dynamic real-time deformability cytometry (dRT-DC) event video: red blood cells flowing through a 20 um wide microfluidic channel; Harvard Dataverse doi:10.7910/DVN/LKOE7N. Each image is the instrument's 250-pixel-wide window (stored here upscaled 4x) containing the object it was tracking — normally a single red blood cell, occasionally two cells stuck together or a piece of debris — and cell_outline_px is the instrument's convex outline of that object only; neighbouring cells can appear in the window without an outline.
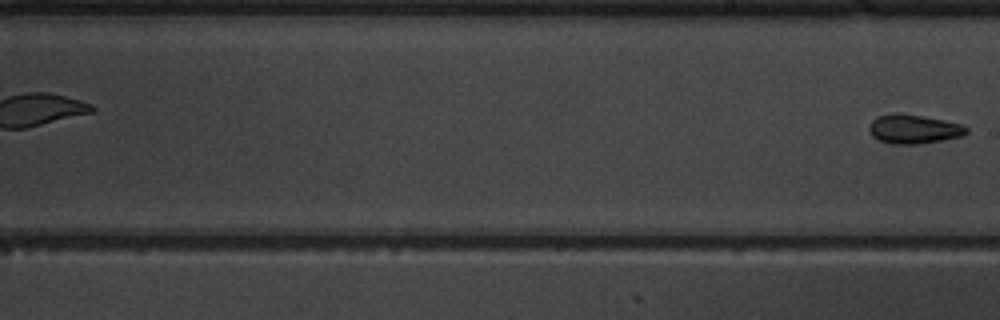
{"species": "common noctule bat (a hibernating species)", "species_latin": "Nyctalus noctula", "temperature_condition": "warm", "stored_images_in_passage": 9, "segment_of_instrument_passage": [2, 2], "camera_frame_rate_fps": 3000, "um_per_image_px": 0.085, "animal": {"sex": "male", "body_mass_g": 19.5, "forearm_length_mm": 54.6}, "frame": {"image": 1, "passage_image": 9, "time_ms": 10.0, "image_size_px": [1000, 320], "cell_outline_px": [[968, 132], [960, 136], [920, 144], [892, 144], [880, 140], [872, 136], [868, 128], [872, 120], [876, 116], [892, 112], [900, 112], [944, 120], [960, 124], [968, 128]], "centroid_in_image_um": [77.61, 10.95], "position_along_channel_um": 211.4, "area_um2": 16.53}}